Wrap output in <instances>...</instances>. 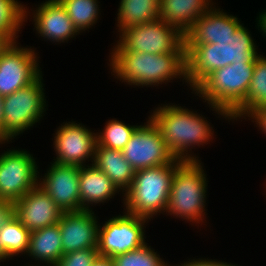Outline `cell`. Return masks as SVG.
<instances>
[{
	"mask_svg": "<svg viewBox=\"0 0 266 266\" xmlns=\"http://www.w3.org/2000/svg\"><path fill=\"white\" fill-rule=\"evenodd\" d=\"M115 44L109 55L108 66L117 81L119 79L121 83L134 88H154L162 84L167 85L175 79H180L187 85L186 54L127 52L117 41Z\"/></svg>",
	"mask_w": 266,
	"mask_h": 266,
	"instance_id": "cell-1",
	"label": "cell"
},
{
	"mask_svg": "<svg viewBox=\"0 0 266 266\" xmlns=\"http://www.w3.org/2000/svg\"><path fill=\"white\" fill-rule=\"evenodd\" d=\"M166 103L150 112L172 155L182 161H200L192 149L210 144L215 136L206 117L185 106ZM201 115V116H200Z\"/></svg>",
	"mask_w": 266,
	"mask_h": 266,
	"instance_id": "cell-2",
	"label": "cell"
},
{
	"mask_svg": "<svg viewBox=\"0 0 266 266\" xmlns=\"http://www.w3.org/2000/svg\"><path fill=\"white\" fill-rule=\"evenodd\" d=\"M243 24L233 36L217 40V44H185L188 88L193 90L216 69L232 63L256 61L261 54L250 30Z\"/></svg>",
	"mask_w": 266,
	"mask_h": 266,
	"instance_id": "cell-3",
	"label": "cell"
},
{
	"mask_svg": "<svg viewBox=\"0 0 266 266\" xmlns=\"http://www.w3.org/2000/svg\"><path fill=\"white\" fill-rule=\"evenodd\" d=\"M255 62L232 63L206 76L191 93L207 101L218 117L228 122L231 115L246 101Z\"/></svg>",
	"mask_w": 266,
	"mask_h": 266,
	"instance_id": "cell-4",
	"label": "cell"
},
{
	"mask_svg": "<svg viewBox=\"0 0 266 266\" xmlns=\"http://www.w3.org/2000/svg\"><path fill=\"white\" fill-rule=\"evenodd\" d=\"M182 162L175 158L167 165L137 170L130 188L122 195L123 211L150 221L155 216L164 215L173 174Z\"/></svg>",
	"mask_w": 266,
	"mask_h": 266,
	"instance_id": "cell-5",
	"label": "cell"
},
{
	"mask_svg": "<svg viewBox=\"0 0 266 266\" xmlns=\"http://www.w3.org/2000/svg\"><path fill=\"white\" fill-rule=\"evenodd\" d=\"M203 165L201 161H183L176 168L165 213L197 227L207 221L208 179Z\"/></svg>",
	"mask_w": 266,
	"mask_h": 266,
	"instance_id": "cell-6",
	"label": "cell"
},
{
	"mask_svg": "<svg viewBox=\"0 0 266 266\" xmlns=\"http://www.w3.org/2000/svg\"><path fill=\"white\" fill-rule=\"evenodd\" d=\"M43 75L14 93L3 97V144L40 122L48 104L44 93Z\"/></svg>",
	"mask_w": 266,
	"mask_h": 266,
	"instance_id": "cell-7",
	"label": "cell"
},
{
	"mask_svg": "<svg viewBox=\"0 0 266 266\" xmlns=\"http://www.w3.org/2000/svg\"><path fill=\"white\" fill-rule=\"evenodd\" d=\"M117 42L127 52L186 54L184 34L160 19L123 30Z\"/></svg>",
	"mask_w": 266,
	"mask_h": 266,
	"instance_id": "cell-8",
	"label": "cell"
},
{
	"mask_svg": "<svg viewBox=\"0 0 266 266\" xmlns=\"http://www.w3.org/2000/svg\"><path fill=\"white\" fill-rule=\"evenodd\" d=\"M113 216L99 225L97 252L101 257L113 258L143 246L145 228L150 220L128 212Z\"/></svg>",
	"mask_w": 266,
	"mask_h": 266,
	"instance_id": "cell-9",
	"label": "cell"
},
{
	"mask_svg": "<svg viewBox=\"0 0 266 266\" xmlns=\"http://www.w3.org/2000/svg\"><path fill=\"white\" fill-rule=\"evenodd\" d=\"M26 149L0 153V200L15 202L38 186V163Z\"/></svg>",
	"mask_w": 266,
	"mask_h": 266,
	"instance_id": "cell-10",
	"label": "cell"
},
{
	"mask_svg": "<svg viewBox=\"0 0 266 266\" xmlns=\"http://www.w3.org/2000/svg\"><path fill=\"white\" fill-rule=\"evenodd\" d=\"M38 55L36 48L23 47L18 41L0 50V96L30 85L42 74Z\"/></svg>",
	"mask_w": 266,
	"mask_h": 266,
	"instance_id": "cell-11",
	"label": "cell"
},
{
	"mask_svg": "<svg viewBox=\"0 0 266 266\" xmlns=\"http://www.w3.org/2000/svg\"><path fill=\"white\" fill-rule=\"evenodd\" d=\"M122 153L135 171L167 165L175 159L167 148L160 129L149 116L144 125H139L132 133Z\"/></svg>",
	"mask_w": 266,
	"mask_h": 266,
	"instance_id": "cell-12",
	"label": "cell"
},
{
	"mask_svg": "<svg viewBox=\"0 0 266 266\" xmlns=\"http://www.w3.org/2000/svg\"><path fill=\"white\" fill-rule=\"evenodd\" d=\"M54 134L55 163L85 166L94 161L96 133L82 123L63 122ZM88 161V162H86Z\"/></svg>",
	"mask_w": 266,
	"mask_h": 266,
	"instance_id": "cell-13",
	"label": "cell"
},
{
	"mask_svg": "<svg viewBox=\"0 0 266 266\" xmlns=\"http://www.w3.org/2000/svg\"><path fill=\"white\" fill-rule=\"evenodd\" d=\"M46 173L38 174V186L63 212L84 210L79 192L80 167L50 162ZM41 176V177H40Z\"/></svg>",
	"mask_w": 266,
	"mask_h": 266,
	"instance_id": "cell-14",
	"label": "cell"
},
{
	"mask_svg": "<svg viewBox=\"0 0 266 266\" xmlns=\"http://www.w3.org/2000/svg\"><path fill=\"white\" fill-rule=\"evenodd\" d=\"M25 6V22L31 17L38 37H42L56 45L75 38L80 33L75 28L64 6L59 0H46L38 4L35 10H28ZM32 11V13L30 12ZM29 14V15H28ZM31 14V15H30ZM33 15V16H32ZM30 16V17H28Z\"/></svg>",
	"mask_w": 266,
	"mask_h": 266,
	"instance_id": "cell-15",
	"label": "cell"
},
{
	"mask_svg": "<svg viewBox=\"0 0 266 266\" xmlns=\"http://www.w3.org/2000/svg\"><path fill=\"white\" fill-rule=\"evenodd\" d=\"M95 211L80 210L63 212L58 223L62 235L63 255L82 249H97L100 223Z\"/></svg>",
	"mask_w": 266,
	"mask_h": 266,
	"instance_id": "cell-16",
	"label": "cell"
},
{
	"mask_svg": "<svg viewBox=\"0 0 266 266\" xmlns=\"http://www.w3.org/2000/svg\"><path fill=\"white\" fill-rule=\"evenodd\" d=\"M15 216L29 231L59 223L63 211L39 186L14 202Z\"/></svg>",
	"mask_w": 266,
	"mask_h": 266,
	"instance_id": "cell-17",
	"label": "cell"
},
{
	"mask_svg": "<svg viewBox=\"0 0 266 266\" xmlns=\"http://www.w3.org/2000/svg\"><path fill=\"white\" fill-rule=\"evenodd\" d=\"M214 4L204 13L194 25L185 33V44H217L222 40L233 36L237 28L242 24L237 16L223 12Z\"/></svg>",
	"mask_w": 266,
	"mask_h": 266,
	"instance_id": "cell-18",
	"label": "cell"
},
{
	"mask_svg": "<svg viewBox=\"0 0 266 266\" xmlns=\"http://www.w3.org/2000/svg\"><path fill=\"white\" fill-rule=\"evenodd\" d=\"M79 192L82 208L91 210L93 205L114 199L120 191L101 170L90 163L80 167Z\"/></svg>",
	"mask_w": 266,
	"mask_h": 266,
	"instance_id": "cell-19",
	"label": "cell"
},
{
	"mask_svg": "<svg viewBox=\"0 0 266 266\" xmlns=\"http://www.w3.org/2000/svg\"><path fill=\"white\" fill-rule=\"evenodd\" d=\"M214 4L213 0H160L159 19L185 35Z\"/></svg>",
	"mask_w": 266,
	"mask_h": 266,
	"instance_id": "cell-20",
	"label": "cell"
},
{
	"mask_svg": "<svg viewBox=\"0 0 266 266\" xmlns=\"http://www.w3.org/2000/svg\"><path fill=\"white\" fill-rule=\"evenodd\" d=\"M93 165L112 181L121 194L130 188L136 171L125 159L122 150L103 147L96 143Z\"/></svg>",
	"mask_w": 266,
	"mask_h": 266,
	"instance_id": "cell-21",
	"label": "cell"
},
{
	"mask_svg": "<svg viewBox=\"0 0 266 266\" xmlns=\"http://www.w3.org/2000/svg\"><path fill=\"white\" fill-rule=\"evenodd\" d=\"M26 256L38 261V265L28 264L29 266H54L60 260L63 249L58 223L31 232Z\"/></svg>",
	"mask_w": 266,
	"mask_h": 266,
	"instance_id": "cell-22",
	"label": "cell"
},
{
	"mask_svg": "<svg viewBox=\"0 0 266 266\" xmlns=\"http://www.w3.org/2000/svg\"><path fill=\"white\" fill-rule=\"evenodd\" d=\"M160 0H120L117 32L159 19Z\"/></svg>",
	"mask_w": 266,
	"mask_h": 266,
	"instance_id": "cell-23",
	"label": "cell"
},
{
	"mask_svg": "<svg viewBox=\"0 0 266 266\" xmlns=\"http://www.w3.org/2000/svg\"><path fill=\"white\" fill-rule=\"evenodd\" d=\"M266 105V57L260 55L255 61L252 80L246 101L230 116L231 121L247 119L257 108Z\"/></svg>",
	"mask_w": 266,
	"mask_h": 266,
	"instance_id": "cell-24",
	"label": "cell"
},
{
	"mask_svg": "<svg viewBox=\"0 0 266 266\" xmlns=\"http://www.w3.org/2000/svg\"><path fill=\"white\" fill-rule=\"evenodd\" d=\"M30 237L31 231L25 228L16 216L0 227V244L6 253V260H12L19 254L25 256Z\"/></svg>",
	"mask_w": 266,
	"mask_h": 266,
	"instance_id": "cell-25",
	"label": "cell"
},
{
	"mask_svg": "<svg viewBox=\"0 0 266 266\" xmlns=\"http://www.w3.org/2000/svg\"><path fill=\"white\" fill-rule=\"evenodd\" d=\"M25 5L18 0H0V36L7 42L18 41L25 24Z\"/></svg>",
	"mask_w": 266,
	"mask_h": 266,
	"instance_id": "cell-26",
	"label": "cell"
},
{
	"mask_svg": "<svg viewBox=\"0 0 266 266\" xmlns=\"http://www.w3.org/2000/svg\"><path fill=\"white\" fill-rule=\"evenodd\" d=\"M77 31L81 34L92 28L99 20L98 0H59Z\"/></svg>",
	"mask_w": 266,
	"mask_h": 266,
	"instance_id": "cell-27",
	"label": "cell"
},
{
	"mask_svg": "<svg viewBox=\"0 0 266 266\" xmlns=\"http://www.w3.org/2000/svg\"><path fill=\"white\" fill-rule=\"evenodd\" d=\"M138 126V124L126 125L123 121L111 119L105 123L102 131L96 132L97 144L111 149L123 150Z\"/></svg>",
	"mask_w": 266,
	"mask_h": 266,
	"instance_id": "cell-28",
	"label": "cell"
},
{
	"mask_svg": "<svg viewBox=\"0 0 266 266\" xmlns=\"http://www.w3.org/2000/svg\"><path fill=\"white\" fill-rule=\"evenodd\" d=\"M114 266H170L148 243L112 258Z\"/></svg>",
	"mask_w": 266,
	"mask_h": 266,
	"instance_id": "cell-29",
	"label": "cell"
},
{
	"mask_svg": "<svg viewBox=\"0 0 266 266\" xmlns=\"http://www.w3.org/2000/svg\"><path fill=\"white\" fill-rule=\"evenodd\" d=\"M97 249H82L64 254L54 266H91L98 257Z\"/></svg>",
	"mask_w": 266,
	"mask_h": 266,
	"instance_id": "cell-30",
	"label": "cell"
},
{
	"mask_svg": "<svg viewBox=\"0 0 266 266\" xmlns=\"http://www.w3.org/2000/svg\"><path fill=\"white\" fill-rule=\"evenodd\" d=\"M15 216V205L14 202L0 200V227L11 220ZM6 261V253L0 244V262Z\"/></svg>",
	"mask_w": 266,
	"mask_h": 266,
	"instance_id": "cell-31",
	"label": "cell"
},
{
	"mask_svg": "<svg viewBox=\"0 0 266 266\" xmlns=\"http://www.w3.org/2000/svg\"><path fill=\"white\" fill-rule=\"evenodd\" d=\"M189 261H184V263H180V264H176L173 266H238V264H231V263H227L224 261H218L217 259H206V258H192L191 260L188 259Z\"/></svg>",
	"mask_w": 266,
	"mask_h": 266,
	"instance_id": "cell-32",
	"label": "cell"
},
{
	"mask_svg": "<svg viewBox=\"0 0 266 266\" xmlns=\"http://www.w3.org/2000/svg\"><path fill=\"white\" fill-rule=\"evenodd\" d=\"M247 118L253 123L255 122L254 125H257L256 127L261 130L260 132H264L263 134L266 136V105L255 109Z\"/></svg>",
	"mask_w": 266,
	"mask_h": 266,
	"instance_id": "cell-33",
	"label": "cell"
},
{
	"mask_svg": "<svg viewBox=\"0 0 266 266\" xmlns=\"http://www.w3.org/2000/svg\"><path fill=\"white\" fill-rule=\"evenodd\" d=\"M257 29L262 32L261 35L266 37V10L259 12V16L256 18ZM266 40V39H265Z\"/></svg>",
	"mask_w": 266,
	"mask_h": 266,
	"instance_id": "cell-34",
	"label": "cell"
},
{
	"mask_svg": "<svg viewBox=\"0 0 266 266\" xmlns=\"http://www.w3.org/2000/svg\"><path fill=\"white\" fill-rule=\"evenodd\" d=\"M91 266H114L113 260L109 257L98 256Z\"/></svg>",
	"mask_w": 266,
	"mask_h": 266,
	"instance_id": "cell-35",
	"label": "cell"
},
{
	"mask_svg": "<svg viewBox=\"0 0 266 266\" xmlns=\"http://www.w3.org/2000/svg\"><path fill=\"white\" fill-rule=\"evenodd\" d=\"M0 144H3V97L0 96Z\"/></svg>",
	"mask_w": 266,
	"mask_h": 266,
	"instance_id": "cell-36",
	"label": "cell"
},
{
	"mask_svg": "<svg viewBox=\"0 0 266 266\" xmlns=\"http://www.w3.org/2000/svg\"><path fill=\"white\" fill-rule=\"evenodd\" d=\"M8 42L0 36V50L7 44Z\"/></svg>",
	"mask_w": 266,
	"mask_h": 266,
	"instance_id": "cell-37",
	"label": "cell"
}]
</instances>
